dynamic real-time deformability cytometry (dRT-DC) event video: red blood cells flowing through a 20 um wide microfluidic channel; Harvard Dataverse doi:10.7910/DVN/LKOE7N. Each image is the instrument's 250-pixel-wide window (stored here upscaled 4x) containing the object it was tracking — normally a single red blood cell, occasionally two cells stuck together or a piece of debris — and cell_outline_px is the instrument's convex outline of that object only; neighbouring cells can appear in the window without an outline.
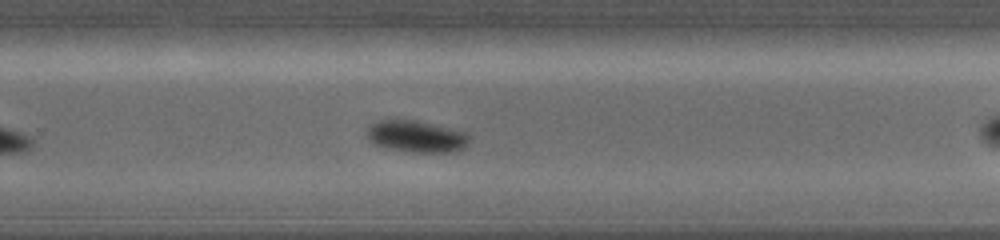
{"species": "common noctule bat (a hibernating species)", "species_latin": "Nyctalus noctula", "temperature_condition": "warm", "stored_images_in_passage": 18, "camera_frame_rate_fps": 5000, "um_per_image_px": 0.085, "animal": {"sex": "female", "body_mass_g": 19.0, "forearm_length_mm": 56.7}, "frame": {"image": 1, "passage_image": 16, "time_ms": 5.0, "image_size_px": [1000, 240], "cell_outline_px": [[468, 144], [464, 148], [456, 152], [412, 152], [388, 148], [376, 144], [368, 140], [364, 136], [364, 132], [372, 124], [380, 120], [416, 120], [452, 128], [468, 132]], "centroid_in_image_um": [35.39, 11.6], "position_along_channel_um": 294.4, "area_um2": 19.13}}